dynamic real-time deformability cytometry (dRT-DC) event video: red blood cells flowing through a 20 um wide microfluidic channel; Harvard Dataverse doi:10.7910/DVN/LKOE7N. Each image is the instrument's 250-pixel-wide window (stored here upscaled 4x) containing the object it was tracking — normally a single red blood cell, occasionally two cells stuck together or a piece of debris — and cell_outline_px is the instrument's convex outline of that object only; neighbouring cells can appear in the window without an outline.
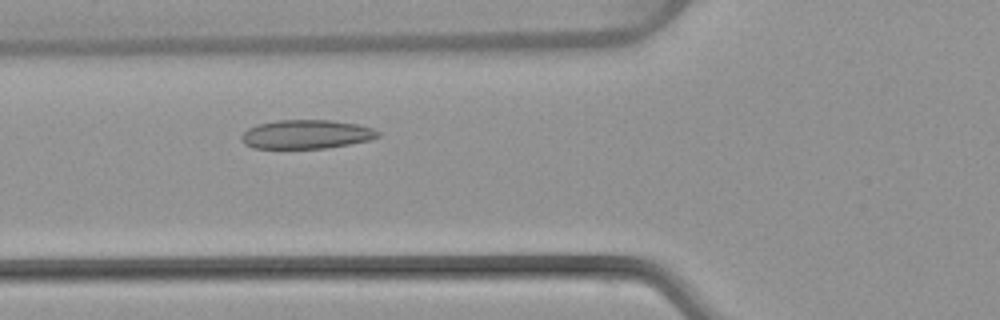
{"species": "common noctule bat (a hibernating species)", "species_latin": "Nyctalus noctula", "temperature_condition": "warm", "stored_images_in_passage": 4, "camera_frame_rate_fps": 3000, "um_per_image_px": 0.085, "animal": {"sex": "female", "body_mass_g": 22.7, "forearm_length_mm": 54.2}, "frame": {"image": 1, "passage_image": 4, "time_ms": 4.333, "image_size_px": [1000, 320], "cell_outline_px": [[380, 136], [372, 140], [328, 148], [252, 148], [244, 144], [240, 136], [248, 128], [256, 124], [276, 120], [332, 120], [356, 124], [372, 128], [380, 132]], "centroid_in_image_um": [26.04, 11.41], "position_along_channel_um": 99.8, "area_um2": 23.18}}